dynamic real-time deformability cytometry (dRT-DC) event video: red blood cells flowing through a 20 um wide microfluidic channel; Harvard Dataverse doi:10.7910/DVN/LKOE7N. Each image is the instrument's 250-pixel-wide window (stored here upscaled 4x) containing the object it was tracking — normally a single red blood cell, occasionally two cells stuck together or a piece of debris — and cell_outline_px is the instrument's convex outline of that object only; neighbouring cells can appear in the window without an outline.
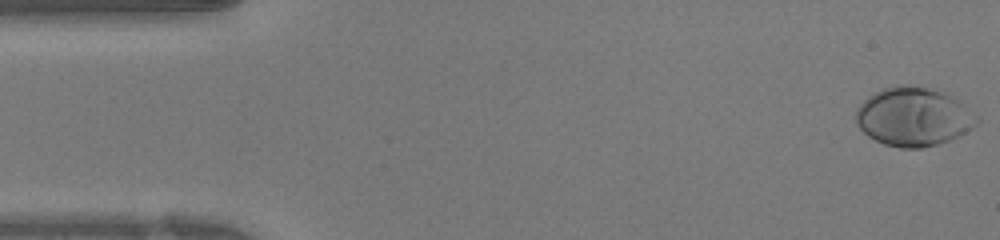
{"species": "human", "species_latin": "Homo sapiens", "temperature_condition": "warm", "stored_images_in_passage": 41, "camera_frame_rate_fps": 3000, "um_per_image_px": 0.085, "donor": {"sex": "female"}, "frame": {"image": 1, "passage_image": 1, "time_ms": 0.0, "image_size_px": [1000, 240], "cell_outline_px": [[980, 120], [972, 128], [948, 140], [936, 144], [920, 148], [900, 148], [884, 144], [868, 136], [856, 124], [856, 108], [868, 96], [884, 88], [896, 84], [908, 84], [928, 88], [944, 92], [952, 96], [964, 104]], "centroid_in_image_um": [77.62, 9.91], "position_along_channel_um": 7.4, "area_um2": 41.21}}
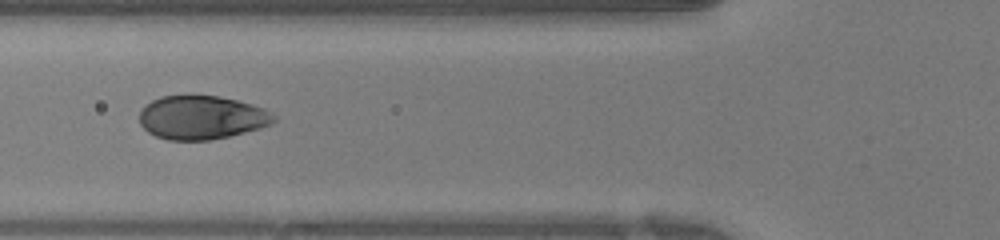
{"frame": {"image": 2, "passage_image": 15, "time_ms": 4.667, "image_size_px": [1000, 240], "cell_outline_px": [[276, 120], [272, 124], [260, 128], [228, 136], [208, 140], [168, 140], [156, 136], [148, 132], [140, 124], [140, 112], [152, 100], [160, 96], [216, 96], [236, 100], [252, 104], [264, 108], [272, 112], [276, 116]], "centroid_in_image_um": [17.17, 9.99], "position_along_channel_um": 108.6, "area_um2": 33.99}}
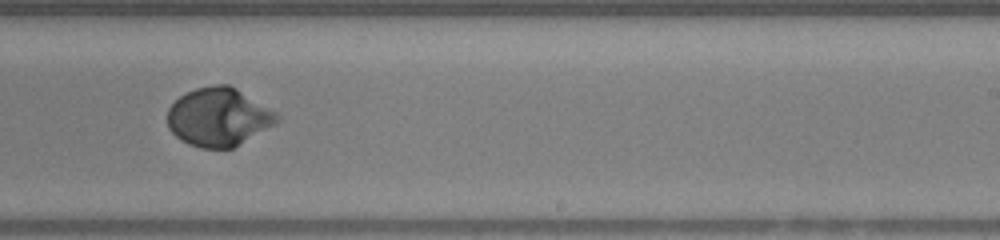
{"frame": {"image": 3, "passage_image": 25, "time_ms": 8.0, "image_size_px": [1000, 240], "cell_outline_px": [[280, 120], [276, 124], [232, 148], [200, 148], [188, 144], [180, 140], [168, 128], [168, 108], [180, 96], [196, 88], [212, 84], [228, 84], [236, 88], [276, 112], [280, 116]], "centroid_in_image_um": [18.58, 9.95], "position_along_channel_um": 270.4, "area_um2": 37.17}}